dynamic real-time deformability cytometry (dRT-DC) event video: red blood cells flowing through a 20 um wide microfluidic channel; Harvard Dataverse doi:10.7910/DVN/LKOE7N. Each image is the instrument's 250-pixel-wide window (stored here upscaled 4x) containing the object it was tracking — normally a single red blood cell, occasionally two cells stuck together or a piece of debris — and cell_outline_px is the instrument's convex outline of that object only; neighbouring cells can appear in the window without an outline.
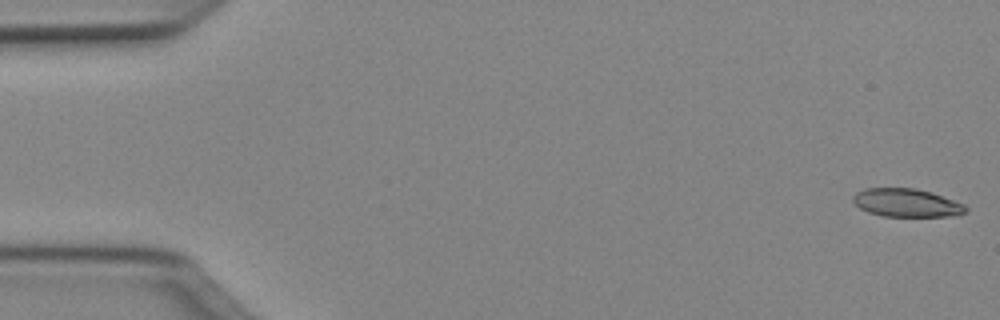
{"species": "Egyptian fruit bat (a non-hibernating species)", "species_latin": "Rousettus aegyptiacus", "temperature_condition": "cold", "stored_images_in_passage": 45, "camera_frame_rate_fps": 3000, "um_per_image_px": 0.085, "animal": {"sex": "female"}, "frame": {"image": 1, "passage_image": 1, "time_ms": 0.0, "image_size_px": [1000, 320], "cell_outline_px": [[968, 208], [964, 212], [956, 216], [884, 216], [868, 212], [860, 208], [852, 200], [852, 196], [856, 192], [864, 188], [916, 188], [932, 192], [964, 204]], "centroid_in_image_um": [77.05, 17.23], "position_along_channel_um": 8.0, "area_um2": 18.55}}
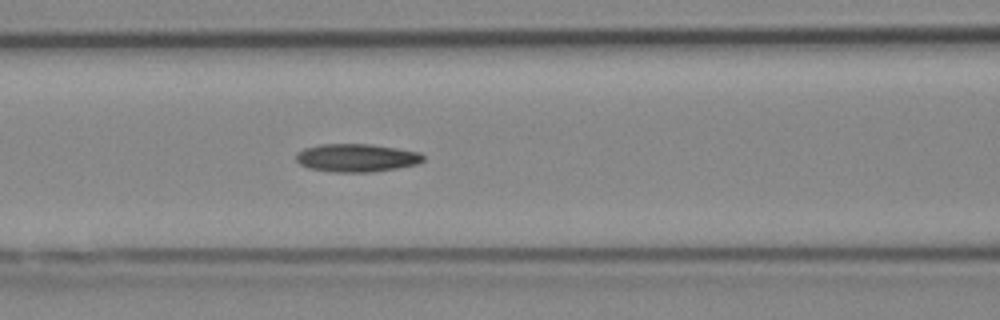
{"frame": {"image": 2, "passage_image": 21, "time_ms": 6.667, "image_size_px": [1000, 320], "cell_outline_px": [[424, 160], [416, 164], [396, 168], [372, 172], [332, 172], [308, 168], [300, 164], [296, 160], [296, 152], [304, 148], [320, 144], [368, 144], [396, 148], [420, 152], [424, 156]], "centroid_in_image_um": [30.27, 13.41], "position_along_channel_um": 136.3, "area_um2": 20.81}}
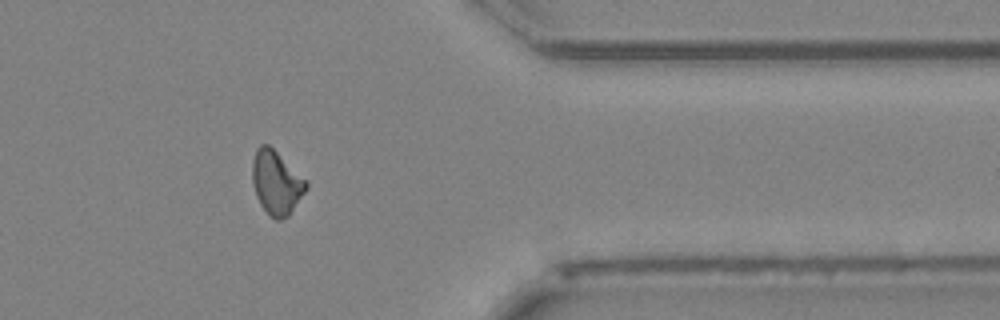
{"frame": {"image": 3, "passage_image": 41, "time_ms": 13.333, "image_size_px": [1000, 320], "cell_outline_px": [[308, 188], [288, 216], [280, 220], [276, 220], [260, 204], [256, 196], [252, 184], [252, 160], [256, 148], [260, 144], [268, 144], [308, 180]], "centroid_in_image_um": [23.49, 15.49], "position_along_channel_um": 387.9, "area_um2": 20.11}}